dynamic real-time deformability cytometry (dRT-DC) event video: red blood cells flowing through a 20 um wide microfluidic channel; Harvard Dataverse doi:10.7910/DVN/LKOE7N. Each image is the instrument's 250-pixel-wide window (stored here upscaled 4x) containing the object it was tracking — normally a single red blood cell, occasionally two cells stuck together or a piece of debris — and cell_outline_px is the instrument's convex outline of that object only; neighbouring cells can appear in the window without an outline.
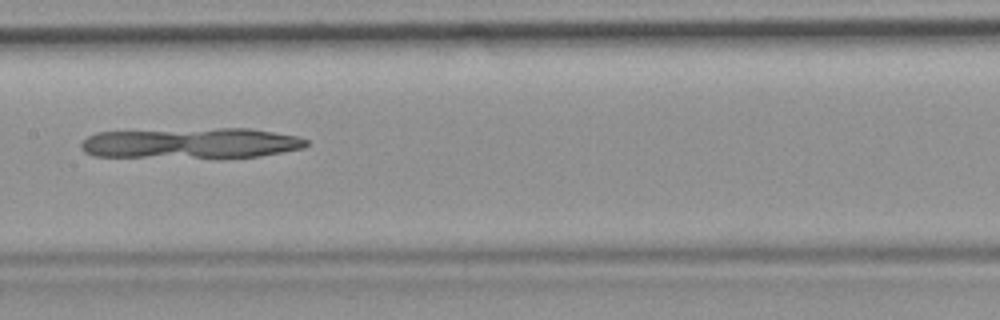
{"species": "common noctule bat (a hibernating species)", "species_latin": "Nyctalus noctula", "temperature_condition": "room temperature", "stored_images_in_passage": 51, "camera_frame_rate_fps": 3000, "um_per_image_px": 0.085, "animal": {"sex": "female", "body_mass_g": 19.9}, "frame": {"image": 1, "passage_image": 26, "time_ms": 8.333, "image_size_px": [1000, 320], "cell_outline_px": [[308, 144], [304, 148], [260, 156], [92, 156], [84, 152], [80, 148], [80, 144], [88, 136], [96, 132], [216, 128], [252, 128], [296, 136], [308, 140]], "centroid_in_image_um": [16.24, 12.14], "position_along_channel_um": 191.2, "area_um2": 39.36}}